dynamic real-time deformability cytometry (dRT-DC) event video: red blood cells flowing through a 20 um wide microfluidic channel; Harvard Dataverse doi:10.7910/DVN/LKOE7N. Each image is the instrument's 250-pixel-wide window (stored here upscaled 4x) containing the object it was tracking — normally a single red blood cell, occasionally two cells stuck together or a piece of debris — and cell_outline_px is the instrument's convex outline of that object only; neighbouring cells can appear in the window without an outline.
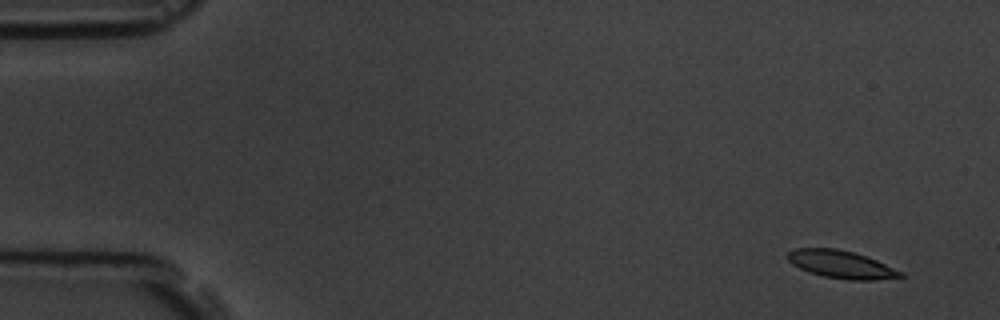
{"species": "common noctule bat (a hibernating species)", "species_latin": "Nyctalus noctula", "temperature_condition": "room temperature", "stored_images_in_passage": 6, "camera_frame_rate_fps": 3000, "um_per_image_px": 0.085, "animal": {"sex": "male", "body_mass_g": 19.5, "forearm_length_mm": 54.6}, "frame": {"image": 1, "passage_image": 1, "time_ms": 0.0, "image_size_px": [1000, 320], "cell_outline_px": [[904, 276], [872, 280], [848, 280], [824, 276], [808, 272], [792, 264], [784, 256], [788, 252], [796, 248], [836, 248], [852, 252], [876, 260], [904, 272]], "centroid_in_image_um": [71.46, 22.47], "position_along_channel_um": 13.5, "area_um2": 18.15}}
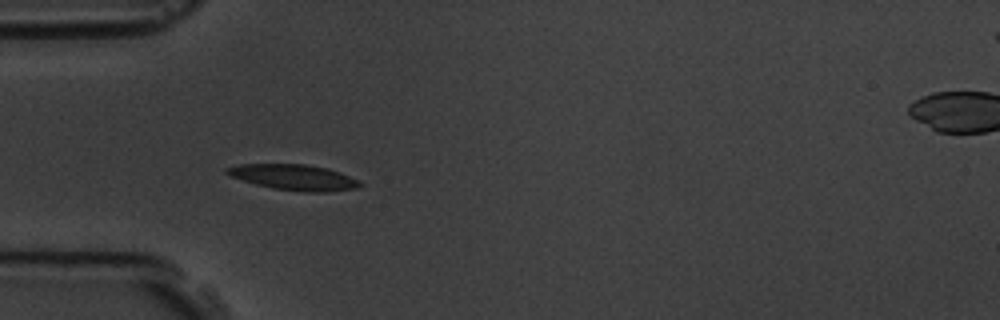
{"frame": {"image": 2, "passage_image": 5, "time_ms": 4.667, "image_size_px": [1000, 320], "cell_outline_px": [[364, 184], [356, 188], [328, 192], [304, 192], [272, 188], [256, 184], [232, 176], [224, 172], [224, 168], [240, 164], [304, 164], [328, 168], [340, 172], [360, 180]], "centroid_in_image_um": [25.03, 15.07], "position_along_channel_um": 60.0, "area_um2": 19.94}}
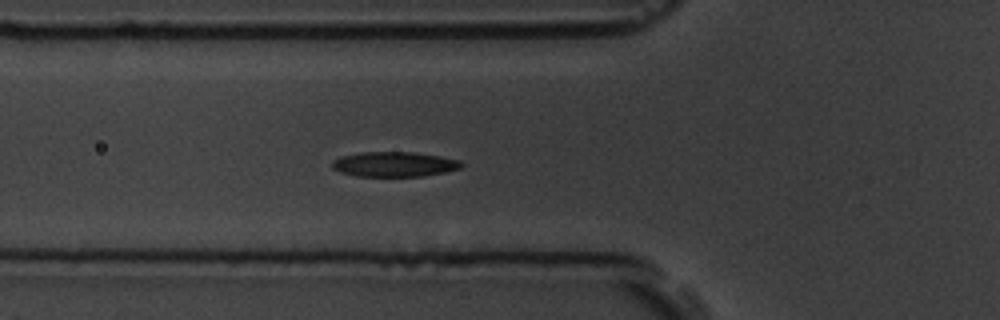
{"frame": {"image": 3, "passage_image": 6, "time_ms": 5.667, "image_size_px": [1000, 320], "cell_outline_px": [[464, 164], [460, 168], [444, 172], [424, 176], [356, 176], [340, 172], [332, 168], [332, 160], [340, 156], [360, 152], [412, 152], [440, 156], [460, 160]], "centroid_in_image_um": [33.49, 13.96], "position_along_channel_um": 92.3, "area_um2": 18.84}}